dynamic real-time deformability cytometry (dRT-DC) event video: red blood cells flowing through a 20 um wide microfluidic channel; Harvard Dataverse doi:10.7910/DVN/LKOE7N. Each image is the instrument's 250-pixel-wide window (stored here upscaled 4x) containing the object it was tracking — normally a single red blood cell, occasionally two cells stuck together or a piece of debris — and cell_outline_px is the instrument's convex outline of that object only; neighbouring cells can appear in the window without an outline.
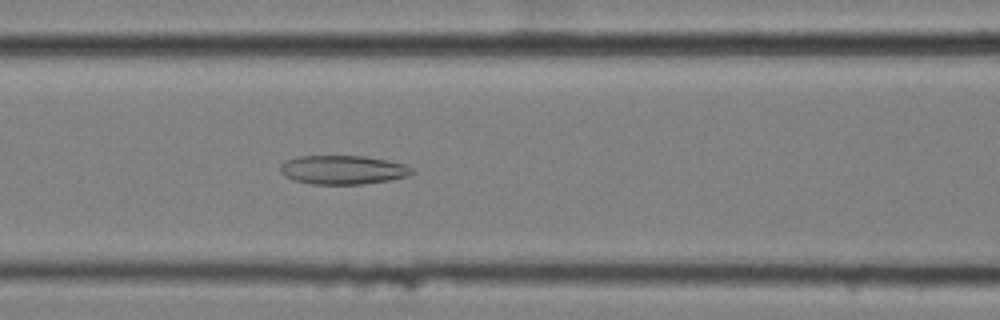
{"species": "common noctule bat (a hibernating species)", "species_latin": "Nyctalus noctula", "temperature_condition": "cold", "stored_images_in_passage": 57, "camera_frame_rate_fps": 3000, "um_per_image_px": 0.085, "animal": {"sex": "female", "body_mass_g": 25.1}, "frame": {"image": 1, "passage_image": 25, "time_ms": 8.0, "image_size_px": [1000, 320], "cell_outline_px": [[416, 172], [408, 176], [388, 180], [364, 184], [312, 184], [292, 180], [284, 176], [280, 172], [280, 164], [284, 160], [296, 156], [364, 156], [408, 164]], "centroid_in_image_um": [29.13, 14.43], "position_along_channel_um": 137.5, "area_um2": 22.48}}
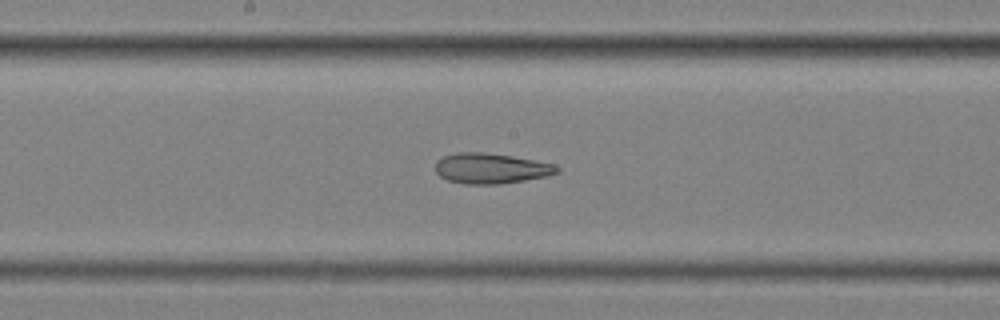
{"frame": {"image": 2, "passage_image": 31, "time_ms": 10.0, "image_size_px": [1000, 320], "cell_outline_px": [[560, 172], [548, 176], [500, 184], [468, 184], [448, 180], [440, 176], [436, 172], [436, 160], [444, 156], [456, 152], [484, 152], [512, 156], [556, 164], [560, 168]], "centroid_in_image_um": [41.76, 14.31], "position_along_channel_um": 206.4, "area_um2": 21.62}}
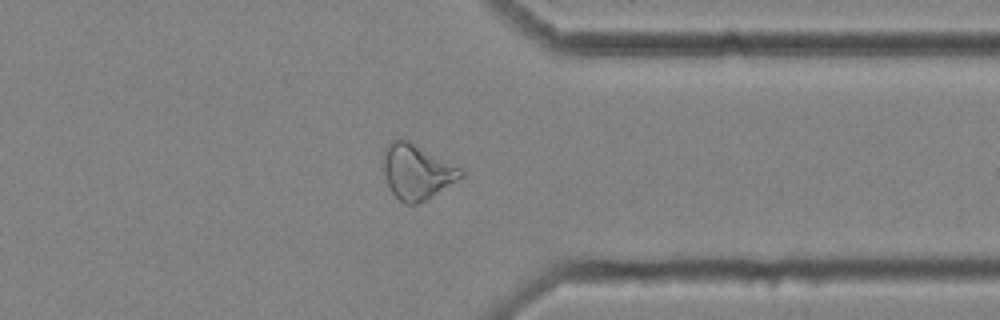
{"frame": {"image": 3, "passage_image": 46, "time_ms": 15.0, "image_size_px": [1000, 320], "cell_outline_px": [[464, 176], [432, 196], [416, 204], [404, 204], [392, 192], [380, 168], [384, 148], [392, 140], [400, 136], [408, 140], [460, 168], [464, 172]], "centroid_in_image_um": [35.35, 14.57], "position_along_channel_um": 376.0, "area_um2": 24.97}}